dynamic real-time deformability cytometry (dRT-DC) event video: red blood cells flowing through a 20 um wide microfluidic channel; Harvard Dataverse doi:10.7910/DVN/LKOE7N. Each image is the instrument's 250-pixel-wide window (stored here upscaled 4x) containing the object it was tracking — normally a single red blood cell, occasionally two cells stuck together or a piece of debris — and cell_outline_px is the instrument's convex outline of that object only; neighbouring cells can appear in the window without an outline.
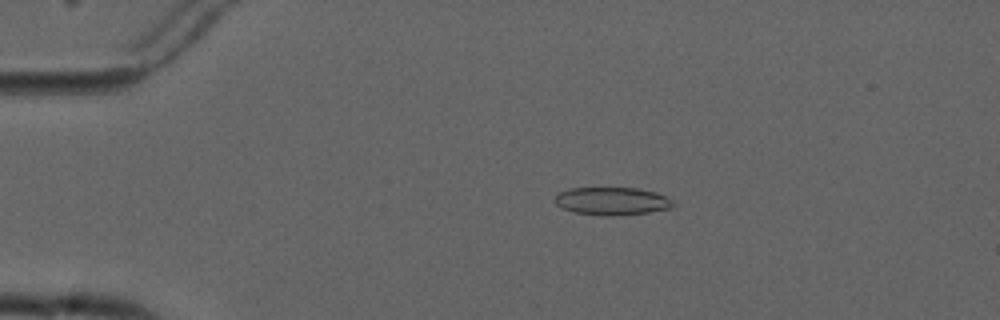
{"species": "common noctule bat (a hibernating species)", "species_latin": "Nyctalus noctula", "temperature_condition": "cold", "stored_images_in_passage": 5, "camera_frame_rate_fps": 3000, "um_per_image_px": 0.085, "animal": {"sex": "male", "forearm_length_mm": 52.5}, "frame": {"image": 1, "passage_image": 3, "time_ms": 2.333, "image_size_px": [1000, 320], "cell_outline_px": [[676, 204], [672, 208], [648, 212], [620, 216], [604, 216], [576, 212], [564, 208], [556, 204], [552, 200], [560, 192], [572, 188], [640, 188], [656, 192], [672, 200]], "centroid_in_image_um": [52.06, 17.1], "position_along_channel_um": 32.9, "area_um2": 19.25}}